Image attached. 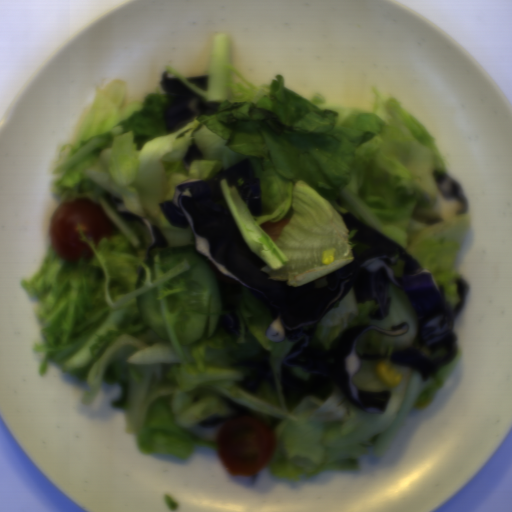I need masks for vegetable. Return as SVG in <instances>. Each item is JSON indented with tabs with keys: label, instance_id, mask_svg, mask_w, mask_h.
Here are the masks:
<instances>
[{
	"label": "vegetable",
	"instance_id": "vegetable-1",
	"mask_svg": "<svg viewBox=\"0 0 512 512\" xmlns=\"http://www.w3.org/2000/svg\"><path fill=\"white\" fill-rule=\"evenodd\" d=\"M231 39L211 35L206 89L197 87L170 67L168 76L182 81L210 105L172 131L163 115L166 92H150L143 101L126 102L128 85L111 79L93 95L84 123L65 144L49 183L61 206L87 197L101 204L114 231L95 246L77 223L80 239L93 255L68 262L52 244L41 269L19 284L38 297L33 306L45 342L38 368L54 363L87 383L81 404L93 403L103 385H118L121 398L111 407L123 412L127 434L147 456L186 459L194 448L218 451L188 428L232 408L221 397L258 411L260 422L276 435L277 448L267 469L271 477L300 480L323 472H360L364 456L386 454L410 410H425L443 386L462 349L426 381L418 371L392 361V353L410 348L418 331L415 312L402 288L391 282L390 310L370 318L372 300L358 302L353 288L319 322L311 344L330 349L343 328L370 324L391 331L406 322L407 333L386 336L374 329L358 338L361 354H381L362 361L354 375L358 390L389 391L385 413L370 414L335 386L321 402L303 395L286 400L280 368L293 347L288 339L274 342L266 329L272 317L261 300L245 288L235 305L239 336L221 323L209 337L212 299L203 336L181 344L170 312L169 294L187 291L185 281H167L189 270L190 260L163 258L160 252L190 247L189 227L171 226L159 203L173 200L175 186L190 178L208 180L221 168L250 159L260 181L261 211L253 213L239 190L220 184L224 201L249 250L265 261L261 271L272 281L300 287L330 275L353 261L356 246L341 214L351 212L380 235L405 247L407 253L444 290L454 308L460 298L454 262L465 242L469 218L461 201L436 183V172L450 178L438 145L425 126L392 96L378 88L373 109H356L318 95L306 100L286 87L284 75L255 86L232 66ZM204 155L190 170L182 158L193 143ZM124 199L122 210L144 218L145 226L126 222L107 196ZM290 218L278 240L260 225ZM162 231L168 248L151 251L155 279L146 265ZM336 248L333 262L322 263V250ZM146 272L135 289L138 272ZM158 289V305L170 341L157 338L142 322L135 298ZM271 352L278 387L262 383L252 394L237 387L249 368L229 364ZM390 361L402 381L387 386L376 376L380 362Z\"/></svg>",
	"mask_w": 512,
	"mask_h": 512
},
{
	"label": "vegetable",
	"instance_id": "vegetable-2",
	"mask_svg": "<svg viewBox=\"0 0 512 512\" xmlns=\"http://www.w3.org/2000/svg\"><path fill=\"white\" fill-rule=\"evenodd\" d=\"M292 373L294 376H296L297 378L299 379H302L304 381H308L311 379V375L309 372H305L303 371L302 369H300L299 367H296V366H292V369H291Z\"/></svg>",
	"mask_w": 512,
	"mask_h": 512
},
{
	"label": "vegetable",
	"instance_id": "vegetable-3",
	"mask_svg": "<svg viewBox=\"0 0 512 512\" xmlns=\"http://www.w3.org/2000/svg\"><path fill=\"white\" fill-rule=\"evenodd\" d=\"M391 267H392V270H393L395 276L402 275L404 272V268H405L404 259L396 260L394 266L391 265Z\"/></svg>",
	"mask_w": 512,
	"mask_h": 512
}]
</instances>
